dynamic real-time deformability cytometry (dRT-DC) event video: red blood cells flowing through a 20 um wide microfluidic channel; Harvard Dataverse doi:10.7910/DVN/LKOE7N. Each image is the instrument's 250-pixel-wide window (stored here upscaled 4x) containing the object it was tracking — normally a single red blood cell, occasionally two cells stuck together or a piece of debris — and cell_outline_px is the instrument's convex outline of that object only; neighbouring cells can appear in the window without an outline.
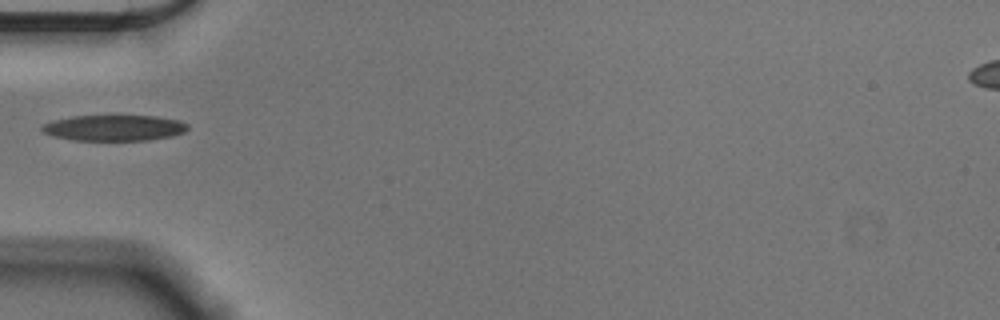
{"species": "Egyptian fruit bat (a non-hibernating species)", "species_latin": "Rousettus aegyptiacus", "temperature_condition": "cold", "stored_images_in_passage": 38, "camera_frame_rate_fps": 3000, "um_per_image_px": 0.085, "animal": {"sex": "male"}, "frame": {"image": 1, "passage_image": 1, "time_ms": 0.0, "image_size_px": [1000, 320], "cell_outline_px": [[188, 128], [184, 132], [172, 136], [148, 140], [72, 140], [52, 136], [40, 132], [40, 124], [52, 120], [72, 116], [156, 116], [180, 120], [188, 124]], "centroid_in_image_um": [9.64, 10.87], "position_along_channel_um": 75.4, "area_um2": 22.2}}
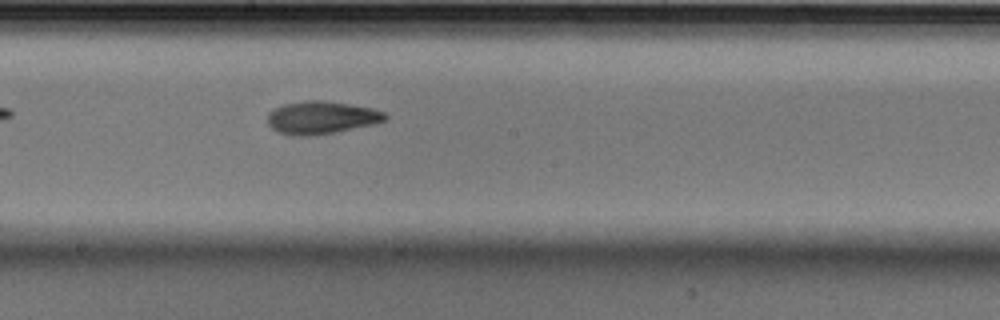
{"frame": {"image": 2, "passage_image": 13, "time_ms": 4.0, "image_size_px": [1000, 320], "cell_outline_px": [[388, 116], [384, 120], [372, 124], [336, 132], [312, 136], [288, 136], [276, 132], [268, 124], [268, 112], [284, 104], [304, 100], [324, 100], [372, 108], [384, 112]], "centroid_in_image_um": [27.27, 10.0], "position_along_channel_um": 220.9, "area_um2": 22.54}}
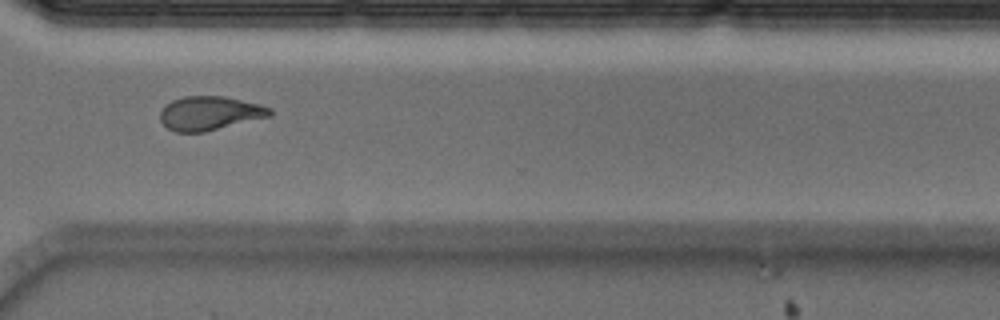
{"frame": {"image": 3, "passage_image": 24, "time_ms": 7.667, "image_size_px": [1000, 320], "cell_outline_px": [[272, 116], [204, 132], [176, 132], [168, 128], [160, 120], [160, 112], [172, 100], [184, 96], [224, 96], [260, 104], [272, 108]], "centroid_in_image_um": [17.86, 9.62], "position_along_channel_um": 352.7, "area_um2": 21.68}}